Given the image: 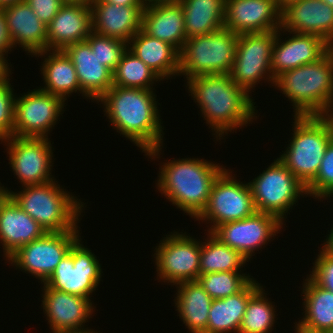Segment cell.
Wrapping results in <instances>:
<instances>
[{"instance_id": "obj_1", "label": "cell", "mask_w": 333, "mask_h": 333, "mask_svg": "<svg viewBox=\"0 0 333 333\" xmlns=\"http://www.w3.org/2000/svg\"><path fill=\"white\" fill-rule=\"evenodd\" d=\"M113 128L155 160L163 147V128L153 90L112 86L98 101ZM162 146V147H161ZM159 156V157H158Z\"/></svg>"}, {"instance_id": "obj_2", "label": "cell", "mask_w": 333, "mask_h": 333, "mask_svg": "<svg viewBox=\"0 0 333 333\" xmlns=\"http://www.w3.org/2000/svg\"><path fill=\"white\" fill-rule=\"evenodd\" d=\"M186 85L216 140L257 119L254 99L229 74L200 75Z\"/></svg>"}, {"instance_id": "obj_3", "label": "cell", "mask_w": 333, "mask_h": 333, "mask_svg": "<svg viewBox=\"0 0 333 333\" xmlns=\"http://www.w3.org/2000/svg\"><path fill=\"white\" fill-rule=\"evenodd\" d=\"M225 169L200 158L170 160L159 168L158 191L172 205L197 219L206 208L215 179Z\"/></svg>"}, {"instance_id": "obj_4", "label": "cell", "mask_w": 333, "mask_h": 333, "mask_svg": "<svg viewBox=\"0 0 333 333\" xmlns=\"http://www.w3.org/2000/svg\"><path fill=\"white\" fill-rule=\"evenodd\" d=\"M291 101L294 116H326L333 113V50L319 60L283 72L274 82Z\"/></svg>"}, {"instance_id": "obj_5", "label": "cell", "mask_w": 333, "mask_h": 333, "mask_svg": "<svg viewBox=\"0 0 333 333\" xmlns=\"http://www.w3.org/2000/svg\"><path fill=\"white\" fill-rule=\"evenodd\" d=\"M22 188L18 192L9 191L7 187L3 190L46 232L80 231L77 228L80 222L78 217L86 203L78 201L57 181Z\"/></svg>"}, {"instance_id": "obj_6", "label": "cell", "mask_w": 333, "mask_h": 333, "mask_svg": "<svg viewBox=\"0 0 333 333\" xmlns=\"http://www.w3.org/2000/svg\"><path fill=\"white\" fill-rule=\"evenodd\" d=\"M293 117L291 142L277 159L307 187L316 178L326 147L333 138V117Z\"/></svg>"}, {"instance_id": "obj_7", "label": "cell", "mask_w": 333, "mask_h": 333, "mask_svg": "<svg viewBox=\"0 0 333 333\" xmlns=\"http://www.w3.org/2000/svg\"><path fill=\"white\" fill-rule=\"evenodd\" d=\"M238 36L223 27L207 35L187 38L180 50L179 75L187 80L200 75L229 74Z\"/></svg>"}, {"instance_id": "obj_8", "label": "cell", "mask_w": 333, "mask_h": 333, "mask_svg": "<svg viewBox=\"0 0 333 333\" xmlns=\"http://www.w3.org/2000/svg\"><path fill=\"white\" fill-rule=\"evenodd\" d=\"M248 184L256 211L274 215L282 223L300 196L308 197L306 187L279 159Z\"/></svg>"}, {"instance_id": "obj_9", "label": "cell", "mask_w": 333, "mask_h": 333, "mask_svg": "<svg viewBox=\"0 0 333 333\" xmlns=\"http://www.w3.org/2000/svg\"><path fill=\"white\" fill-rule=\"evenodd\" d=\"M275 39L276 30L238 36L236 54L229 76L248 94L261 80L271 84L275 82L271 69Z\"/></svg>"}, {"instance_id": "obj_10", "label": "cell", "mask_w": 333, "mask_h": 333, "mask_svg": "<svg viewBox=\"0 0 333 333\" xmlns=\"http://www.w3.org/2000/svg\"><path fill=\"white\" fill-rule=\"evenodd\" d=\"M229 171L225 168L215 179L208 204L196 219L213 224L207 232L224 223L245 219L256 212L248 182H238L234 179L236 176L231 174L232 171Z\"/></svg>"}, {"instance_id": "obj_11", "label": "cell", "mask_w": 333, "mask_h": 333, "mask_svg": "<svg viewBox=\"0 0 333 333\" xmlns=\"http://www.w3.org/2000/svg\"><path fill=\"white\" fill-rule=\"evenodd\" d=\"M79 238L44 282L49 288L91 298L101 281L102 269L96 255Z\"/></svg>"}, {"instance_id": "obj_12", "label": "cell", "mask_w": 333, "mask_h": 333, "mask_svg": "<svg viewBox=\"0 0 333 333\" xmlns=\"http://www.w3.org/2000/svg\"><path fill=\"white\" fill-rule=\"evenodd\" d=\"M158 245L154 258L159 281L176 285L198 280L201 241L176 231L166 235Z\"/></svg>"}, {"instance_id": "obj_13", "label": "cell", "mask_w": 333, "mask_h": 333, "mask_svg": "<svg viewBox=\"0 0 333 333\" xmlns=\"http://www.w3.org/2000/svg\"><path fill=\"white\" fill-rule=\"evenodd\" d=\"M79 233V231L46 232L42 237L20 247L6 261L44 283L81 237Z\"/></svg>"}, {"instance_id": "obj_14", "label": "cell", "mask_w": 333, "mask_h": 333, "mask_svg": "<svg viewBox=\"0 0 333 333\" xmlns=\"http://www.w3.org/2000/svg\"><path fill=\"white\" fill-rule=\"evenodd\" d=\"M49 139L12 136L1 140L7 144L10 167L22 187L56 180L51 174L54 150Z\"/></svg>"}, {"instance_id": "obj_15", "label": "cell", "mask_w": 333, "mask_h": 333, "mask_svg": "<svg viewBox=\"0 0 333 333\" xmlns=\"http://www.w3.org/2000/svg\"><path fill=\"white\" fill-rule=\"evenodd\" d=\"M65 104L61 97L40 88L16 96L13 136L48 138Z\"/></svg>"}, {"instance_id": "obj_16", "label": "cell", "mask_w": 333, "mask_h": 333, "mask_svg": "<svg viewBox=\"0 0 333 333\" xmlns=\"http://www.w3.org/2000/svg\"><path fill=\"white\" fill-rule=\"evenodd\" d=\"M283 224L274 215L256 211L245 219L219 225L210 233L250 261L255 250H261L263 245L274 238Z\"/></svg>"}, {"instance_id": "obj_17", "label": "cell", "mask_w": 333, "mask_h": 333, "mask_svg": "<svg viewBox=\"0 0 333 333\" xmlns=\"http://www.w3.org/2000/svg\"><path fill=\"white\" fill-rule=\"evenodd\" d=\"M42 307L52 333L84 329L95 311L90 299L49 288L42 283ZM94 309V310H93Z\"/></svg>"}, {"instance_id": "obj_18", "label": "cell", "mask_w": 333, "mask_h": 333, "mask_svg": "<svg viewBox=\"0 0 333 333\" xmlns=\"http://www.w3.org/2000/svg\"><path fill=\"white\" fill-rule=\"evenodd\" d=\"M280 13L276 0H225L224 27L237 35L278 30Z\"/></svg>"}, {"instance_id": "obj_19", "label": "cell", "mask_w": 333, "mask_h": 333, "mask_svg": "<svg viewBox=\"0 0 333 333\" xmlns=\"http://www.w3.org/2000/svg\"><path fill=\"white\" fill-rule=\"evenodd\" d=\"M284 32L319 35L333 44V8L322 0H299L284 6L280 13Z\"/></svg>"}, {"instance_id": "obj_20", "label": "cell", "mask_w": 333, "mask_h": 333, "mask_svg": "<svg viewBox=\"0 0 333 333\" xmlns=\"http://www.w3.org/2000/svg\"><path fill=\"white\" fill-rule=\"evenodd\" d=\"M279 28L272 50L271 69L274 79L283 72L319 60L330 48L319 35L290 33L292 37L281 41ZM287 39V40H286Z\"/></svg>"}, {"instance_id": "obj_21", "label": "cell", "mask_w": 333, "mask_h": 333, "mask_svg": "<svg viewBox=\"0 0 333 333\" xmlns=\"http://www.w3.org/2000/svg\"><path fill=\"white\" fill-rule=\"evenodd\" d=\"M12 46L21 47L29 55L47 50V26L23 0L1 7Z\"/></svg>"}, {"instance_id": "obj_22", "label": "cell", "mask_w": 333, "mask_h": 333, "mask_svg": "<svg viewBox=\"0 0 333 333\" xmlns=\"http://www.w3.org/2000/svg\"><path fill=\"white\" fill-rule=\"evenodd\" d=\"M144 7L120 6L94 0L90 5L93 32L128 43L142 29Z\"/></svg>"}, {"instance_id": "obj_23", "label": "cell", "mask_w": 333, "mask_h": 333, "mask_svg": "<svg viewBox=\"0 0 333 333\" xmlns=\"http://www.w3.org/2000/svg\"><path fill=\"white\" fill-rule=\"evenodd\" d=\"M63 51L76 69L81 94L98 101L113 86V72L102 65L87 41L69 45Z\"/></svg>"}, {"instance_id": "obj_24", "label": "cell", "mask_w": 333, "mask_h": 333, "mask_svg": "<svg viewBox=\"0 0 333 333\" xmlns=\"http://www.w3.org/2000/svg\"><path fill=\"white\" fill-rule=\"evenodd\" d=\"M92 32L90 6L65 3L47 25V50H64L69 45L86 41Z\"/></svg>"}, {"instance_id": "obj_25", "label": "cell", "mask_w": 333, "mask_h": 333, "mask_svg": "<svg viewBox=\"0 0 333 333\" xmlns=\"http://www.w3.org/2000/svg\"><path fill=\"white\" fill-rule=\"evenodd\" d=\"M46 231L13 198L4 194L0 198V243L7 260L20 247L42 237Z\"/></svg>"}, {"instance_id": "obj_26", "label": "cell", "mask_w": 333, "mask_h": 333, "mask_svg": "<svg viewBox=\"0 0 333 333\" xmlns=\"http://www.w3.org/2000/svg\"><path fill=\"white\" fill-rule=\"evenodd\" d=\"M142 30L173 45L179 52L187 40L184 11L180 3L145 5Z\"/></svg>"}, {"instance_id": "obj_27", "label": "cell", "mask_w": 333, "mask_h": 333, "mask_svg": "<svg viewBox=\"0 0 333 333\" xmlns=\"http://www.w3.org/2000/svg\"><path fill=\"white\" fill-rule=\"evenodd\" d=\"M128 49L162 81L179 76L180 52L173 45L154 38L140 29L128 42Z\"/></svg>"}, {"instance_id": "obj_28", "label": "cell", "mask_w": 333, "mask_h": 333, "mask_svg": "<svg viewBox=\"0 0 333 333\" xmlns=\"http://www.w3.org/2000/svg\"><path fill=\"white\" fill-rule=\"evenodd\" d=\"M303 283V318L295 322L298 329L325 333L333 329V292L316 284L309 276Z\"/></svg>"}, {"instance_id": "obj_29", "label": "cell", "mask_w": 333, "mask_h": 333, "mask_svg": "<svg viewBox=\"0 0 333 333\" xmlns=\"http://www.w3.org/2000/svg\"><path fill=\"white\" fill-rule=\"evenodd\" d=\"M174 299L179 318L191 333H207L209 310L212 298L198 280L185 281L175 285Z\"/></svg>"}, {"instance_id": "obj_30", "label": "cell", "mask_w": 333, "mask_h": 333, "mask_svg": "<svg viewBox=\"0 0 333 333\" xmlns=\"http://www.w3.org/2000/svg\"><path fill=\"white\" fill-rule=\"evenodd\" d=\"M262 285L253 279L241 292L211 302L207 333H238L250 297Z\"/></svg>"}, {"instance_id": "obj_31", "label": "cell", "mask_w": 333, "mask_h": 333, "mask_svg": "<svg viewBox=\"0 0 333 333\" xmlns=\"http://www.w3.org/2000/svg\"><path fill=\"white\" fill-rule=\"evenodd\" d=\"M33 56L46 57L41 64L42 80H44L45 83L43 88L40 87L41 90L59 96L64 101H66V97H69L72 93L78 91L81 94L76 69L71 59L63 50H46L36 53Z\"/></svg>"}, {"instance_id": "obj_32", "label": "cell", "mask_w": 333, "mask_h": 333, "mask_svg": "<svg viewBox=\"0 0 333 333\" xmlns=\"http://www.w3.org/2000/svg\"><path fill=\"white\" fill-rule=\"evenodd\" d=\"M186 37L207 35L224 27L225 0H182Z\"/></svg>"}, {"instance_id": "obj_33", "label": "cell", "mask_w": 333, "mask_h": 333, "mask_svg": "<svg viewBox=\"0 0 333 333\" xmlns=\"http://www.w3.org/2000/svg\"><path fill=\"white\" fill-rule=\"evenodd\" d=\"M206 239L201 241L199 276L222 271L242 272L240 269L249 261L241 253L221 243L210 232Z\"/></svg>"}, {"instance_id": "obj_34", "label": "cell", "mask_w": 333, "mask_h": 333, "mask_svg": "<svg viewBox=\"0 0 333 333\" xmlns=\"http://www.w3.org/2000/svg\"><path fill=\"white\" fill-rule=\"evenodd\" d=\"M161 80L151 68L128 48L113 72V85L124 88L154 90V82Z\"/></svg>"}, {"instance_id": "obj_35", "label": "cell", "mask_w": 333, "mask_h": 333, "mask_svg": "<svg viewBox=\"0 0 333 333\" xmlns=\"http://www.w3.org/2000/svg\"><path fill=\"white\" fill-rule=\"evenodd\" d=\"M261 286L249 299L238 333H270L275 324V305Z\"/></svg>"}, {"instance_id": "obj_36", "label": "cell", "mask_w": 333, "mask_h": 333, "mask_svg": "<svg viewBox=\"0 0 333 333\" xmlns=\"http://www.w3.org/2000/svg\"><path fill=\"white\" fill-rule=\"evenodd\" d=\"M253 279L246 273L222 271L200 275L198 282L214 300L241 292Z\"/></svg>"}, {"instance_id": "obj_37", "label": "cell", "mask_w": 333, "mask_h": 333, "mask_svg": "<svg viewBox=\"0 0 333 333\" xmlns=\"http://www.w3.org/2000/svg\"><path fill=\"white\" fill-rule=\"evenodd\" d=\"M93 52L96 53L102 65L109 68L112 72L119 64L122 55L128 48V43L116 38L101 36L92 32L86 39Z\"/></svg>"}, {"instance_id": "obj_38", "label": "cell", "mask_w": 333, "mask_h": 333, "mask_svg": "<svg viewBox=\"0 0 333 333\" xmlns=\"http://www.w3.org/2000/svg\"><path fill=\"white\" fill-rule=\"evenodd\" d=\"M306 191L309 197L320 201L333 197V138L326 147L316 178L306 187Z\"/></svg>"}, {"instance_id": "obj_39", "label": "cell", "mask_w": 333, "mask_h": 333, "mask_svg": "<svg viewBox=\"0 0 333 333\" xmlns=\"http://www.w3.org/2000/svg\"><path fill=\"white\" fill-rule=\"evenodd\" d=\"M10 80L8 77L0 83V141L12 137L14 130L16 95H14Z\"/></svg>"}, {"instance_id": "obj_40", "label": "cell", "mask_w": 333, "mask_h": 333, "mask_svg": "<svg viewBox=\"0 0 333 333\" xmlns=\"http://www.w3.org/2000/svg\"><path fill=\"white\" fill-rule=\"evenodd\" d=\"M312 264V272L308 276L319 286L333 292V256L320 248Z\"/></svg>"}, {"instance_id": "obj_41", "label": "cell", "mask_w": 333, "mask_h": 333, "mask_svg": "<svg viewBox=\"0 0 333 333\" xmlns=\"http://www.w3.org/2000/svg\"><path fill=\"white\" fill-rule=\"evenodd\" d=\"M34 14L47 26L65 4L63 0H25Z\"/></svg>"}, {"instance_id": "obj_42", "label": "cell", "mask_w": 333, "mask_h": 333, "mask_svg": "<svg viewBox=\"0 0 333 333\" xmlns=\"http://www.w3.org/2000/svg\"><path fill=\"white\" fill-rule=\"evenodd\" d=\"M13 46L8 36L6 18L0 8V54L8 57V52L12 51Z\"/></svg>"}, {"instance_id": "obj_43", "label": "cell", "mask_w": 333, "mask_h": 333, "mask_svg": "<svg viewBox=\"0 0 333 333\" xmlns=\"http://www.w3.org/2000/svg\"><path fill=\"white\" fill-rule=\"evenodd\" d=\"M7 57H4L0 54V83L10 77L11 70L9 68V63L6 60Z\"/></svg>"}, {"instance_id": "obj_44", "label": "cell", "mask_w": 333, "mask_h": 333, "mask_svg": "<svg viewBox=\"0 0 333 333\" xmlns=\"http://www.w3.org/2000/svg\"><path fill=\"white\" fill-rule=\"evenodd\" d=\"M98 1L120 6L145 5L144 0H98Z\"/></svg>"}, {"instance_id": "obj_45", "label": "cell", "mask_w": 333, "mask_h": 333, "mask_svg": "<svg viewBox=\"0 0 333 333\" xmlns=\"http://www.w3.org/2000/svg\"><path fill=\"white\" fill-rule=\"evenodd\" d=\"M333 226V225H332ZM322 248L333 256V227L330 230L326 240L324 241V245L322 244Z\"/></svg>"}, {"instance_id": "obj_46", "label": "cell", "mask_w": 333, "mask_h": 333, "mask_svg": "<svg viewBox=\"0 0 333 333\" xmlns=\"http://www.w3.org/2000/svg\"><path fill=\"white\" fill-rule=\"evenodd\" d=\"M145 5L151 4H167V3H180L182 0H144Z\"/></svg>"}, {"instance_id": "obj_47", "label": "cell", "mask_w": 333, "mask_h": 333, "mask_svg": "<svg viewBox=\"0 0 333 333\" xmlns=\"http://www.w3.org/2000/svg\"><path fill=\"white\" fill-rule=\"evenodd\" d=\"M65 3H82L85 5H91L94 0H63Z\"/></svg>"}, {"instance_id": "obj_48", "label": "cell", "mask_w": 333, "mask_h": 333, "mask_svg": "<svg viewBox=\"0 0 333 333\" xmlns=\"http://www.w3.org/2000/svg\"><path fill=\"white\" fill-rule=\"evenodd\" d=\"M61 333H98L95 331H92L91 329H79V330H72V331H65V332H61Z\"/></svg>"}, {"instance_id": "obj_49", "label": "cell", "mask_w": 333, "mask_h": 333, "mask_svg": "<svg viewBox=\"0 0 333 333\" xmlns=\"http://www.w3.org/2000/svg\"><path fill=\"white\" fill-rule=\"evenodd\" d=\"M276 1L278 3V7L281 10L284 6H286L290 3L296 2V1H299V0H276Z\"/></svg>"}, {"instance_id": "obj_50", "label": "cell", "mask_w": 333, "mask_h": 333, "mask_svg": "<svg viewBox=\"0 0 333 333\" xmlns=\"http://www.w3.org/2000/svg\"><path fill=\"white\" fill-rule=\"evenodd\" d=\"M20 1H23V0H0V8L5 5H9V4L20 2Z\"/></svg>"}, {"instance_id": "obj_51", "label": "cell", "mask_w": 333, "mask_h": 333, "mask_svg": "<svg viewBox=\"0 0 333 333\" xmlns=\"http://www.w3.org/2000/svg\"><path fill=\"white\" fill-rule=\"evenodd\" d=\"M295 332L296 333H312V332H308V331H305V330H302V329H298L296 326H295Z\"/></svg>"}, {"instance_id": "obj_52", "label": "cell", "mask_w": 333, "mask_h": 333, "mask_svg": "<svg viewBox=\"0 0 333 333\" xmlns=\"http://www.w3.org/2000/svg\"><path fill=\"white\" fill-rule=\"evenodd\" d=\"M322 1L327 3L330 7L333 8V0H322Z\"/></svg>"}, {"instance_id": "obj_53", "label": "cell", "mask_w": 333, "mask_h": 333, "mask_svg": "<svg viewBox=\"0 0 333 333\" xmlns=\"http://www.w3.org/2000/svg\"><path fill=\"white\" fill-rule=\"evenodd\" d=\"M1 182H0V198L4 195V190H3V187L4 186H1Z\"/></svg>"}, {"instance_id": "obj_54", "label": "cell", "mask_w": 333, "mask_h": 333, "mask_svg": "<svg viewBox=\"0 0 333 333\" xmlns=\"http://www.w3.org/2000/svg\"><path fill=\"white\" fill-rule=\"evenodd\" d=\"M325 333H333V329H331V330H328L327 332H325Z\"/></svg>"}]
</instances>
